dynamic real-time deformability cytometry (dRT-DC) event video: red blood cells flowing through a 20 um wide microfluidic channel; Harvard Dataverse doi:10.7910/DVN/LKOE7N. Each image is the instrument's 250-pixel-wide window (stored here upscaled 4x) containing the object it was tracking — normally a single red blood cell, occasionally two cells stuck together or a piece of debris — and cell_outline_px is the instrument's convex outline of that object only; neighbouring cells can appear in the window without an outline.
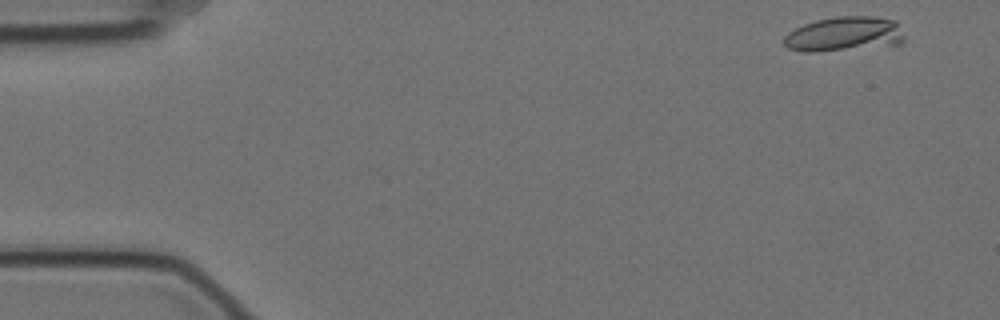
{"species": "Egyptian fruit bat (a non-hibernating species)", "species_latin": "Rousettus aegyptiacus", "temperature_condition": "cold", "stored_images_in_passage": 9, "camera_frame_rate_fps": 3000, "um_per_image_px": 0.085, "animal": {"sex": "female"}, "frame": {"image": 1, "passage_image": 1, "time_ms": 0.0, "image_size_px": [1000, 320], "cell_outline_px": [[904, 40], [900, 44], [816, 52], [804, 52], [788, 48], [784, 44], [784, 36], [788, 32], [804, 24], [816, 20], [836, 16], [872, 16], [896, 20], [904, 36]], "centroid_in_image_um": [71.76, 2.89], "position_along_channel_um": 13.2, "area_um2": 24.33}}